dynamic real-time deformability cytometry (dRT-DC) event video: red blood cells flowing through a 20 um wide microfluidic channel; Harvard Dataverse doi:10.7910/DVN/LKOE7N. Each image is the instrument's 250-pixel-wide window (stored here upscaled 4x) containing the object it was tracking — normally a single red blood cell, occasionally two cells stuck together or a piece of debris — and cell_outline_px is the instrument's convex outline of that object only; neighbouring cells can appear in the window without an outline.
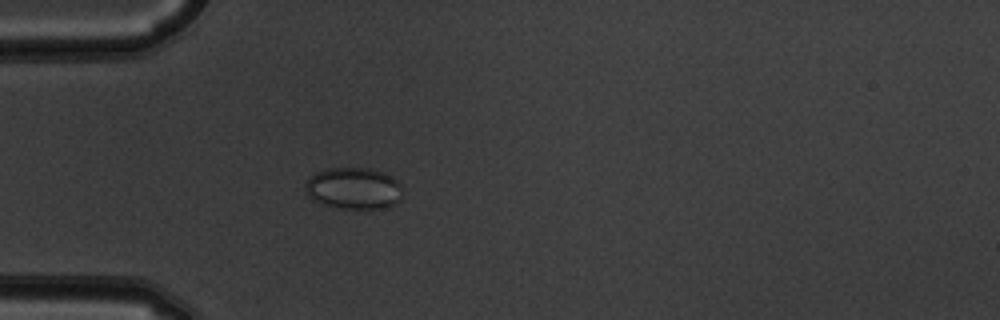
{"species": "common noctule bat (a hibernating species)", "species_latin": "Nyctalus noctula", "temperature_condition": "warm", "stored_images_in_passage": 47, "camera_frame_rate_fps": 3000, "um_per_image_px": 0.085, "animal": {"sex": "male", "body_mass_g": 19.5, "forearm_length_mm": 54.6}, "frame": {"image": 1, "passage_image": 10, "time_ms": 3.0, "image_size_px": [1000, 320], "cell_outline_px": [[400, 200], [384, 208], [336, 208], [312, 200], [308, 196], [304, 188], [304, 184], [308, 176], [316, 172], [328, 168], [372, 168], [396, 180], [400, 184]], "centroid_in_image_um": [29.98, 16.0], "position_along_channel_um": 55.0, "area_um2": 23.52}}
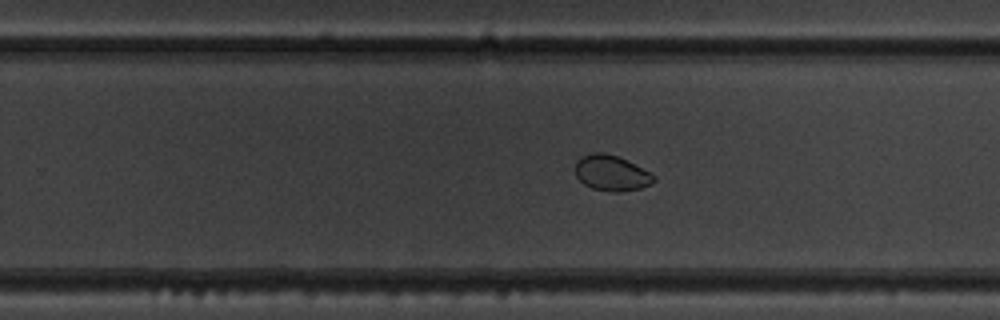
{"frame": {"image": 2, "passage_image": 28, "time_ms": 9.0, "image_size_px": [1000, 320], "cell_outline_px": [[656, 180], [652, 184], [640, 188], [620, 192], [612, 192], [592, 188], [584, 184], [576, 176], [576, 160], [580, 156], [592, 152], [604, 152], [628, 160], [656, 176]], "centroid_in_image_um": [51.98, 14.7], "position_along_channel_um": 277.8, "area_um2": 16.42}}
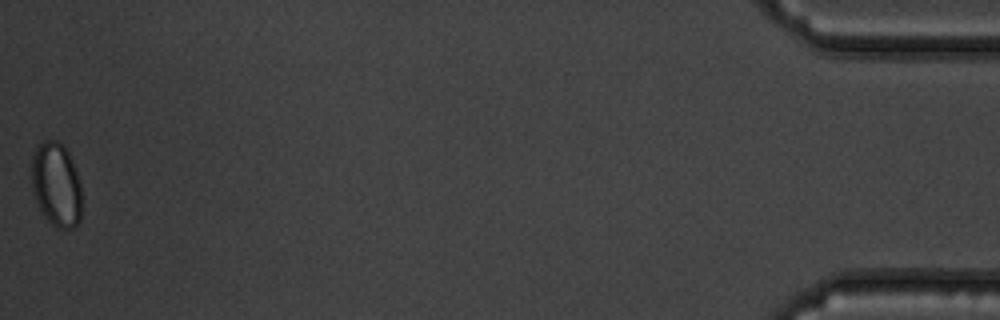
{"frame": {"image": 3, "passage_image": 47, "time_ms": 15.333, "image_size_px": [1000, 320], "cell_outline_px": [[80, 220], [72, 228], [56, 228], [44, 216], [36, 200], [32, 188], [32, 156], [36, 148], [44, 140], [56, 140], [64, 144], [72, 160], [80, 184]], "centroid_in_image_um": [4.78, 15.67], "position_along_channel_um": 430.4, "area_um2": 24.39}}